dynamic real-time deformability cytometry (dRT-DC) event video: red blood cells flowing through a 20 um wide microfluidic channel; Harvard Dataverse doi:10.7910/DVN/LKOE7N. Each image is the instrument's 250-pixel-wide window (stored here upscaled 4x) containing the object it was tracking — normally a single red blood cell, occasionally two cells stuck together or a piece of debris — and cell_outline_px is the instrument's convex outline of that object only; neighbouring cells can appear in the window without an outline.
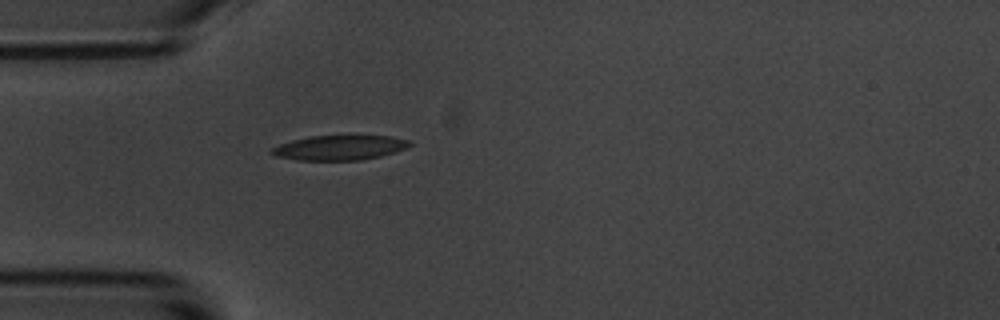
{"species": "common noctule bat (a hibernating species)", "species_latin": "Nyctalus noctula", "temperature_condition": "room temperature", "stored_images_in_passage": 1, "camera_frame_rate_fps": 3000, "um_per_image_px": 0.085, "animal": {"sex": "male", "body_mass_g": 20.1, "forearm_length_mm": 53.5}, "frame": {"image": 1, "passage_image": 1, "time_ms": 0.0, "image_size_px": [1000, 320], "cell_outline_px": [[412, 144], [396, 152], [380, 156], [360, 160], [296, 160], [276, 156], [268, 152], [272, 148], [280, 144], [292, 140], [308, 136], [388, 136], [408, 140]], "centroid_in_image_um": [28.82, 12.56], "position_along_channel_um": 56.2, "area_um2": 19.77}}